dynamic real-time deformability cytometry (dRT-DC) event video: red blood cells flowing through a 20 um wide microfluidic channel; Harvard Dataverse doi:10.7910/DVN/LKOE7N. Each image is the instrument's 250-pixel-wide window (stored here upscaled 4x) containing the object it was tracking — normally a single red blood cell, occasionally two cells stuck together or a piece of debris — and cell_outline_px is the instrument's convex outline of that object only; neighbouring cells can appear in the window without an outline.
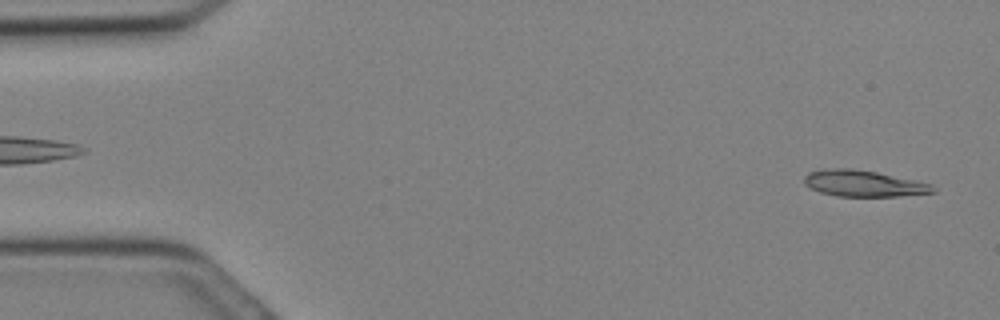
{"species": "Egyptian fruit bat (a non-hibernating species)", "species_latin": "Rousettus aegyptiacus", "temperature_condition": "cold", "stored_images_in_passage": 7, "camera_frame_rate_fps": 3000, "um_per_image_px": 0.085, "animal": {"sex": "female"}, "frame": {"image": 1, "passage_image": 1, "time_ms": 0.0, "image_size_px": [1000, 320], "cell_outline_px": [[936, 192], [900, 196], [836, 196], [820, 192], [804, 184], [804, 176], [808, 172], [836, 168], [852, 168], [876, 172], [932, 184], [936, 188]], "centroid_in_image_um": [73.41, 15.6], "position_along_channel_um": 11.6, "area_um2": 19.54}}
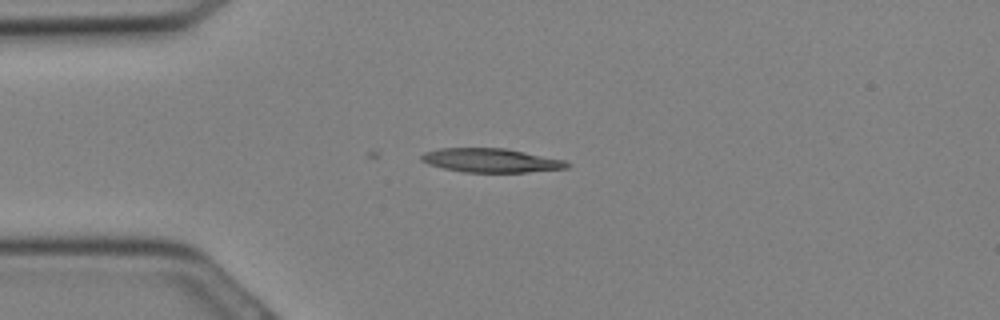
{"frame": {"image": 2, "passage_image": 7, "time_ms": 2.0, "image_size_px": [1000, 320], "cell_outline_px": [[572, 164], [568, 168], [528, 172], [464, 172], [444, 168], [428, 164], [420, 160], [420, 156], [424, 152], [440, 148], [504, 148], [564, 160]], "centroid_in_image_um": [41.72, 13.63], "position_along_channel_um": 43.3, "area_um2": 20.23}}